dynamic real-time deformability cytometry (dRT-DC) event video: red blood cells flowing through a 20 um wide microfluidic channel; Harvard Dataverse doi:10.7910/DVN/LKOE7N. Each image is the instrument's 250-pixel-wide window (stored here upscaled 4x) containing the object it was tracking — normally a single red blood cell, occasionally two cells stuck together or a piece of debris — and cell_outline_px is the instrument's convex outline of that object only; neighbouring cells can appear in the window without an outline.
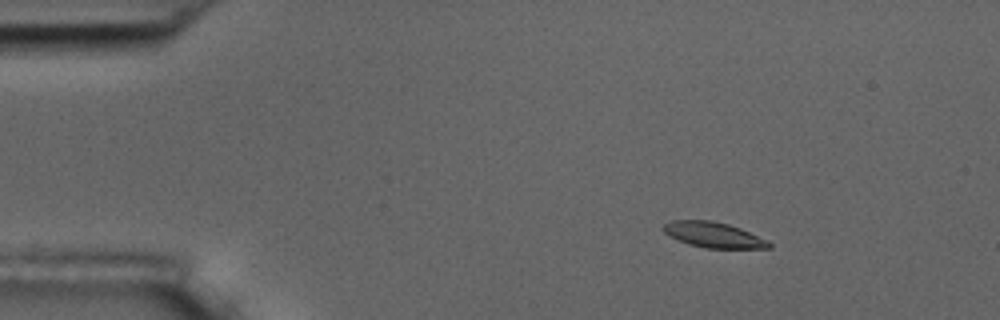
{"species": "common noctule bat (a hibernating species)", "species_latin": "Nyctalus noctula", "temperature_condition": "room temperature", "stored_images_in_passage": 3, "camera_frame_rate_fps": 3000, "um_per_image_px": 0.085, "animal": {"sex": "male", "body_mass_g": 17.5, "forearm_length_mm": 52.3}, "frame": {"image": 1, "passage_image": 1, "time_ms": 0.0, "image_size_px": [1000, 320], "cell_outline_px": [[772, 248], [704, 248], [688, 244], [664, 232], [664, 224], [672, 220], [712, 220], [728, 224], [740, 228], [772, 244]], "centroid_in_image_um": [60.63, 19.96], "position_along_channel_um": 24.4, "area_um2": 15.32}}